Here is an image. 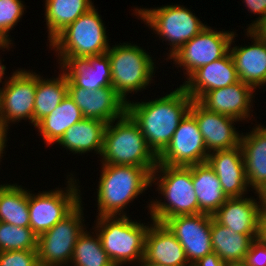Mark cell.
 <instances>
[{"mask_svg":"<svg viewBox=\"0 0 266 266\" xmlns=\"http://www.w3.org/2000/svg\"><path fill=\"white\" fill-rule=\"evenodd\" d=\"M67 183L66 192L50 190L35 196L28 191L30 228L37 236L54 227L81 202L76 180L70 177Z\"/></svg>","mask_w":266,"mask_h":266,"instance_id":"obj_10","label":"cell"},{"mask_svg":"<svg viewBox=\"0 0 266 266\" xmlns=\"http://www.w3.org/2000/svg\"><path fill=\"white\" fill-rule=\"evenodd\" d=\"M0 222L30 227L28 192L22 187L0 185Z\"/></svg>","mask_w":266,"mask_h":266,"instance_id":"obj_31","label":"cell"},{"mask_svg":"<svg viewBox=\"0 0 266 266\" xmlns=\"http://www.w3.org/2000/svg\"><path fill=\"white\" fill-rule=\"evenodd\" d=\"M24 5L21 0H0V35L7 41L11 30L23 15Z\"/></svg>","mask_w":266,"mask_h":266,"instance_id":"obj_34","label":"cell"},{"mask_svg":"<svg viewBox=\"0 0 266 266\" xmlns=\"http://www.w3.org/2000/svg\"><path fill=\"white\" fill-rule=\"evenodd\" d=\"M240 146L248 185L259 193L266 186V127L259 124L251 133L241 135Z\"/></svg>","mask_w":266,"mask_h":266,"instance_id":"obj_24","label":"cell"},{"mask_svg":"<svg viewBox=\"0 0 266 266\" xmlns=\"http://www.w3.org/2000/svg\"><path fill=\"white\" fill-rule=\"evenodd\" d=\"M260 204L266 209V186L258 193Z\"/></svg>","mask_w":266,"mask_h":266,"instance_id":"obj_42","label":"cell"},{"mask_svg":"<svg viewBox=\"0 0 266 266\" xmlns=\"http://www.w3.org/2000/svg\"><path fill=\"white\" fill-rule=\"evenodd\" d=\"M253 92V87L239 80L226 87L206 92L198 102L208 111L245 120L250 116Z\"/></svg>","mask_w":266,"mask_h":266,"instance_id":"obj_18","label":"cell"},{"mask_svg":"<svg viewBox=\"0 0 266 266\" xmlns=\"http://www.w3.org/2000/svg\"><path fill=\"white\" fill-rule=\"evenodd\" d=\"M0 110H1V88H0ZM1 117V114H0Z\"/></svg>","mask_w":266,"mask_h":266,"instance_id":"obj_47","label":"cell"},{"mask_svg":"<svg viewBox=\"0 0 266 266\" xmlns=\"http://www.w3.org/2000/svg\"><path fill=\"white\" fill-rule=\"evenodd\" d=\"M106 125L99 119L83 118L71 126L57 143L74 154L94 150L101 156Z\"/></svg>","mask_w":266,"mask_h":266,"instance_id":"obj_26","label":"cell"},{"mask_svg":"<svg viewBox=\"0 0 266 266\" xmlns=\"http://www.w3.org/2000/svg\"><path fill=\"white\" fill-rule=\"evenodd\" d=\"M244 197L228 198L212 217L235 233L258 235L262 205H258L255 199Z\"/></svg>","mask_w":266,"mask_h":266,"instance_id":"obj_22","label":"cell"},{"mask_svg":"<svg viewBox=\"0 0 266 266\" xmlns=\"http://www.w3.org/2000/svg\"><path fill=\"white\" fill-rule=\"evenodd\" d=\"M192 184L200 213L212 216L228 199L218 176L207 162L192 165Z\"/></svg>","mask_w":266,"mask_h":266,"instance_id":"obj_27","label":"cell"},{"mask_svg":"<svg viewBox=\"0 0 266 266\" xmlns=\"http://www.w3.org/2000/svg\"><path fill=\"white\" fill-rule=\"evenodd\" d=\"M114 122L108 123L104 131L102 164L156 168L158 157L132 117L126 112Z\"/></svg>","mask_w":266,"mask_h":266,"instance_id":"obj_4","label":"cell"},{"mask_svg":"<svg viewBox=\"0 0 266 266\" xmlns=\"http://www.w3.org/2000/svg\"><path fill=\"white\" fill-rule=\"evenodd\" d=\"M247 35L255 41L246 47L229 48L240 81L254 89L266 84V41L247 29ZM249 33V34H248Z\"/></svg>","mask_w":266,"mask_h":266,"instance_id":"obj_23","label":"cell"},{"mask_svg":"<svg viewBox=\"0 0 266 266\" xmlns=\"http://www.w3.org/2000/svg\"><path fill=\"white\" fill-rule=\"evenodd\" d=\"M192 102L193 99L180 86L170 94L149 102L128 101L126 112L138 124L148 147L158 157L189 113Z\"/></svg>","mask_w":266,"mask_h":266,"instance_id":"obj_1","label":"cell"},{"mask_svg":"<svg viewBox=\"0 0 266 266\" xmlns=\"http://www.w3.org/2000/svg\"><path fill=\"white\" fill-rule=\"evenodd\" d=\"M242 264L245 266H266V244L258 238L255 239Z\"/></svg>","mask_w":266,"mask_h":266,"instance_id":"obj_36","label":"cell"},{"mask_svg":"<svg viewBox=\"0 0 266 266\" xmlns=\"http://www.w3.org/2000/svg\"><path fill=\"white\" fill-rule=\"evenodd\" d=\"M140 262H142V263H140L141 266H164V265H157V264L148 262L144 258Z\"/></svg>","mask_w":266,"mask_h":266,"instance_id":"obj_44","label":"cell"},{"mask_svg":"<svg viewBox=\"0 0 266 266\" xmlns=\"http://www.w3.org/2000/svg\"><path fill=\"white\" fill-rule=\"evenodd\" d=\"M208 155L197 121L188 113L178 125L169 145L158 156V164L188 167L205 163Z\"/></svg>","mask_w":266,"mask_h":266,"instance_id":"obj_12","label":"cell"},{"mask_svg":"<svg viewBox=\"0 0 266 266\" xmlns=\"http://www.w3.org/2000/svg\"><path fill=\"white\" fill-rule=\"evenodd\" d=\"M156 172L163 174L156 177ZM156 179L159 180L157 182L159 183L157 184L158 191H161L168 203L154 201L153 204L151 202V206L149 204L153 221L163 224L167 219L174 216L200 214L192 184V165L183 167L157 163L151 174V182H156Z\"/></svg>","mask_w":266,"mask_h":266,"instance_id":"obj_3","label":"cell"},{"mask_svg":"<svg viewBox=\"0 0 266 266\" xmlns=\"http://www.w3.org/2000/svg\"><path fill=\"white\" fill-rule=\"evenodd\" d=\"M181 85L187 94L198 101L206 92L239 81L233 58L228 52L224 57L198 68Z\"/></svg>","mask_w":266,"mask_h":266,"instance_id":"obj_17","label":"cell"},{"mask_svg":"<svg viewBox=\"0 0 266 266\" xmlns=\"http://www.w3.org/2000/svg\"><path fill=\"white\" fill-rule=\"evenodd\" d=\"M96 237V238H94ZM84 231L76 241L71 259L74 266H115L104 251L99 235Z\"/></svg>","mask_w":266,"mask_h":266,"instance_id":"obj_32","label":"cell"},{"mask_svg":"<svg viewBox=\"0 0 266 266\" xmlns=\"http://www.w3.org/2000/svg\"><path fill=\"white\" fill-rule=\"evenodd\" d=\"M106 53L110 59L112 88L127 103L129 92L145 89L152 80L153 60L145 50L129 43L115 45Z\"/></svg>","mask_w":266,"mask_h":266,"instance_id":"obj_7","label":"cell"},{"mask_svg":"<svg viewBox=\"0 0 266 266\" xmlns=\"http://www.w3.org/2000/svg\"><path fill=\"white\" fill-rule=\"evenodd\" d=\"M143 258L157 265L191 266L176 237L164 224L155 221L146 232Z\"/></svg>","mask_w":266,"mask_h":266,"instance_id":"obj_20","label":"cell"},{"mask_svg":"<svg viewBox=\"0 0 266 266\" xmlns=\"http://www.w3.org/2000/svg\"><path fill=\"white\" fill-rule=\"evenodd\" d=\"M251 31L256 34L259 38L266 41V16L260 20Z\"/></svg>","mask_w":266,"mask_h":266,"instance_id":"obj_40","label":"cell"},{"mask_svg":"<svg viewBox=\"0 0 266 266\" xmlns=\"http://www.w3.org/2000/svg\"><path fill=\"white\" fill-rule=\"evenodd\" d=\"M81 202L54 227L38 236V261L53 266H63L70 262L74 246L84 232Z\"/></svg>","mask_w":266,"mask_h":266,"instance_id":"obj_9","label":"cell"},{"mask_svg":"<svg viewBox=\"0 0 266 266\" xmlns=\"http://www.w3.org/2000/svg\"><path fill=\"white\" fill-rule=\"evenodd\" d=\"M189 113L196 119L208 154L240 146L241 136L235 131L238 119L208 111L198 101L193 100ZM234 127V128H233Z\"/></svg>","mask_w":266,"mask_h":266,"instance_id":"obj_15","label":"cell"},{"mask_svg":"<svg viewBox=\"0 0 266 266\" xmlns=\"http://www.w3.org/2000/svg\"><path fill=\"white\" fill-rule=\"evenodd\" d=\"M234 38V32H217L207 26L169 58L190 77L198 68L224 57Z\"/></svg>","mask_w":266,"mask_h":266,"instance_id":"obj_11","label":"cell"},{"mask_svg":"<svg viewBox=\"0 0 266 266\" xmlns=\"http://www.w3.org/2000/svg\"><path fill=\"white\" fill-rule=\"evenodd\" d=\"M231 266H245L244 264H234V265H231Z\"/></svg>","mask_w":266,"mask_h":266,"instance_id":"obj_48","label":"cell"},{"mask_svg":"<svg viewBox=\"0 0 266 266\" xmlns=\"http://www.w3.org/2000/svg\"><path fill=\"white\" fill-rule=\"evenodd\" d=\"M184 248L189 265L213 252L211 244V215H178L163 223Z\"/></svg>","mask_w":266,"mask_h":266,"instance_id":"obj_14","label":"cell"},{"mask_svg":"<svg viewBox=\"0 0 266 266\" xmlns=\"http://www.w3.org/2000/svg\"><path fill=\"white\" fill-rule=\"evenodd\" d=\"M257 238L266 244V209L261 210L259 216L258 236Z\"/></svg>","mask_w":266,"mask_h":266,"instance_id":"obj_39","label":"cell"},{"mask_svg":"<svg viewBox=\"0 0 266 266\" xmlns=\"http://www.w3.org/2000/svg\"><path fill=\"white\" fill-rule=\"evenodd\" d=\"M68 95L80 108L84 118L99 119L108 124L127 111V103L112 87H102L96 91L68 87Z\"/></svg>","mask_w":266,"mask_h":266,"instance_id":"obj_16","label":"cell"},{"mask_svg":"<svg viewBox=\"0 0 266 266\" xmlns=\"http://www.w3.org/2000/svg\"><path fill=\"white\" fill-rule=\"evenodd\" d=\"M206 162L218 176L228 198L242 197L245 194L249 185L241 146L212 152Z\"/></svg>","mask_w":266,"mask_h":266,"instance_id":"obj_19","label":"cell"},{"mask_svg":"<svg viewBox=\"0 0 266 266\" xmlns=\"http://www.w3.org/2000/svg\"><path fill=\"white\" fill-rule=\"evenodd\" d=\"M60 64L63 70H67L64 73L68 78V87H82L89 91L112 87L111 65L107 53Z\"/></svg>","mask_w":266,"mask_h":266,"instance_id":"obj_21","label":"cell"},{"mask_svg":"<svg viewBox=\"0 0 266 266\" xmlns=\"http://www.w3.org/2000/svg\"><path fill=\"white\" fill-rule=\"evenodd\" d=\"M37 250H11L0 252V266H34Z\"/></svg>","mask_w":266,"mask_h":266,"instance_id":"obj_35","label":"cell"},{"mask_svg":"<svg viewBox=\"0 0 266 266\" xmlns=\"http://www.w3.org/2000/svg\"><path fill=\"white\" fill-rule=\"evenodd\" d=\"M246 6L253 14H261L248 30H251L260 20L266 16V0H244Z\"/></svg>","mask_w":266,"mask_h":266,"instance_id":"obj_37","label":"cell"},{"mask_svg":"<svg viewBox=\"0 0 266 266\" xmlns=\"http://www.w3.org/2000/svg\"><path fill=\"white\" fill-rule=\"evenodd\" d=\"M38 236L30 227H17L0 222V252L37 250Z\"/></svg>","mask_w":266,"mask_h":266,"instance_id":"obj_33","label":"cell"},{"mask_svg":"<svg viewBox=\"0 0 266 266\" xmlns=\"http://www.w3.org/2000/svg\"><path fill=\"white\" fill-rule=\"evenodd\" d=\"M192 266H231L230 264L223 262L215 252L207 254L203 258H200Z\"/></svg>","mask_w":266,"mask_h":266,"instance_id":"obj_38","label":"cell"},{"mask_svg":"<svg viewBox=\"0 0 266 266\" xmlns=\"http://www.w3.org/2000/svg\"><path fill=\"white\" fill-rule=\"evenodd\" d=\"M34 266H51V265L37 261V263Z\"/></svg>","mask_w":266,"mask_h":266,"instance_id":"obj_46","label":"cell"},{"mask_svg":"<svg viewBox=\"0 0 266 266\" xmlns=\"http://www.w3.org/2000/svg\"><path fill=\"white\" fill-rule=\"evenodd\" d=\"M96 228L102 247L115 266L140 261L144 257L145 236L149 226L126 216H99ZM99 232V233H98Z\"/></svg>","mask_w":266,"mask_h":266,"instance_id":"obj_6","label":"cell"},{"mask_svg":"<svg viewBox=\"0 0 266 266\" xmlns=\"http://www.w3.org/2000/svg\"><path fill=\"white\" fill-rule=\"evenodd\" d=\"M155 168L103 164L98 186L99 216H120L129 202L152 185Z\"/></svg>","mask_w":266,"mask_h":266,"instance_id":"obj_2","label":"cell"},{"mask_svg":"<svg viewBox=\"0 0 266 266\" xmlns=\"http://www.w3.org/2000/svg\"><path fill=\"white\" fill-rule=\"evenodd\" d=\"M9 79L1 89L0 126L27 118L34 124L36 73L20 70Z\"/></svg>","mask_w":266,"mask_h":266,"instance_id":"obj_13","label":"cell"},{"mask_svg":"<svg viewBox=\"0 0 266 266\" xmlns=\"http://www.w3.org/2000/svg\"><path fill=\"white\" fill-rule=\"evenodd\" d=\"M9 44H11V43H9V42H7L1 35H0V48L2 47V48H9Z\"/></svg>","mask_w":266,"mask_h":266,"instance_id":"obj_43","label":"cell"},{"mask_svg":"<svg viewBox=\"0 0 266 266\" xmlns=\"http://www.w3.org/2000/svg\"><path fill=\"white\" fill-rule=\"evenodd\" d=\"M258 235L235 233L217 223L211 216V244L213 252L230 265L243 263L252 242Z\"/></svg>","mask_w":266,"mask_h":266,"instance_id":"obj_25","label":"cell"},{"mask_svg":"<svg viewBox=\"0 0 266 266\" xmlns=\"http://www.w3.org/2000/svg\"><path fill=\"white\" fill-rule=\"evenodd\" d=\"M5 69H6V67L4 65H2L1 62H0V83L2 81V77H4L3 75L5 74V72H4Z\"/></svg>","mask_w":266,"mask_h":266,"instance_id":"obj_45","label":"cell"},{"mask_svg":"<svg viewBox=\"0 0 266 266\" xmlns=\"http://www.w3.org/2000/svg\"><path fill=\"white\" fill-rule=\"evenodd\" d=\"M64 71L61 76L53 80H43L38 74L36 75L34 127L41 119L49 115L67 95L68 78Z\"/></svg>","mask_w":266,"mask_h":266,"instance_id":"obj_30","label":"cell"},{"mask_svg":"<svg viewBox=\"0 0 266 266\" xmlns=\"http://www.w3.org/2000/svg\"><path fill=\"white\" fill-rule=\"evenodd\" d=\"M92 4L91 0H46L45 16L49 42L78 17L94 7Z\"/></svg>","mask_w":266,"mask_h":266,"instance_id":"obj_29","label":"cell"},{"mask_svg":"<svg viewBox=\"0 0 266 266\" xmlns=\"http://www.w3.org/2000/svg\"><path fill=\"white\" fill-rule=\"evenodd\" d=\"M7 131H8V128H3L0 126V158H1V156H3L1 154L4 153L3 151H4V148L6 146L5 142L7 141L6 140Z\"/></svg>","mask_w":266,"mask_h":266,"instance_id":"obj_41","label":"cell"},{"mask_svg":"<svg viewBox=\"0 0 266 266\" xmlns=\"http://www.w3.org/2000/svg\"><path fill=\"white\" fill-rule=\"evenodd\" d=\"M105 29L94 6L61 31L50 46L59 51L61 63L101 55L110 48Z\"/></svg>","mask_w":266,"mask_h":266,"instance_id":"obj_5","label":"cell"},{"mask_svg":"<svg viewBox=\"0 0 266 266\" xmlns=\"http://www.w3.org/2000/svg\"><path fill=\"white\" fill-rule=\"evenodd\" d=\"M83 118L80 108L67 93L61 103L49 115L41 119L35 128L39 129L45 143L50 145L58 142L71 126Z\"/></svg>","mask_w":266,"mask_h":266,"instance_id":"obj_28","label":"cell"},{"mask_svg":"<svg viewBox=\"0 0 266 266\" xmlns=\"http://www.w3.org/2000/svg\"><path fill=\"white\" fill-rule=\"evenodd\" d=\"M135 11L157 35L170 42V57L207 27L189 9L180 5H167L157 9L140 8Z\"/></svg>","mask_w":266,"mask_h":266,"instance_id":"obj_8","label":"cell"}]
</instances>
